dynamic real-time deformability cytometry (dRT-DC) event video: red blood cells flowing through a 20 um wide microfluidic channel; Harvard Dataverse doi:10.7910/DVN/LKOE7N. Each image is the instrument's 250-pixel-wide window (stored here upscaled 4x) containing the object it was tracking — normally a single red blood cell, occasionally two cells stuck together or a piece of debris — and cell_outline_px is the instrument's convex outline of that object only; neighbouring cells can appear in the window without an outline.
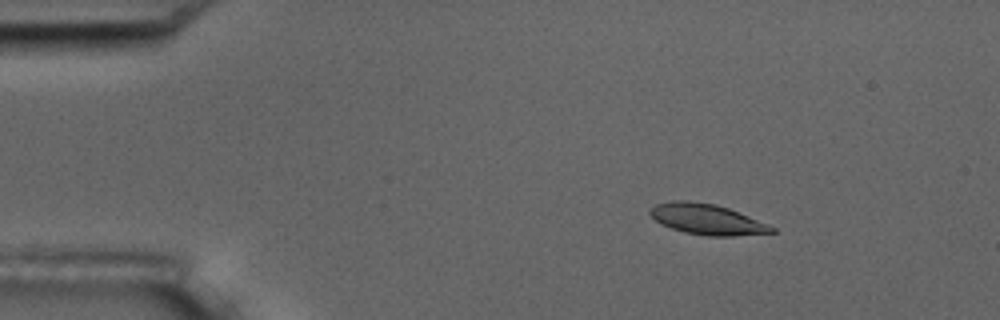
{"species": "common noctule bat (a hibernating species)", "species_latin": "Nyctalus noctula", "temperature_condition": "room temperature", "stored_images_in_passage": 3, "camera_frame_rate_fps": 3000, "um_per_image_px": 0.085, "animal": {"sex": "male", "body_mass_g": 17.5, "forearm_length_mm": 52.3}, "frame": {"image": 1, "passage_image": 1, "time_ms": 0.0, "image_size_px": [1000, 320], "cell_outline_px": [[776, 232], [732, 236], [708, 236], [684, 232], [660, 224], [648, 212], [656, 204], [672, 200], [688, 200], [716, 204], [728, 208], [768, 224], [776, 228]], "centroid_in_image_um": [60.09, 18.63], "position_along_channel_um": 24.9, "area_um2": 21.62}}